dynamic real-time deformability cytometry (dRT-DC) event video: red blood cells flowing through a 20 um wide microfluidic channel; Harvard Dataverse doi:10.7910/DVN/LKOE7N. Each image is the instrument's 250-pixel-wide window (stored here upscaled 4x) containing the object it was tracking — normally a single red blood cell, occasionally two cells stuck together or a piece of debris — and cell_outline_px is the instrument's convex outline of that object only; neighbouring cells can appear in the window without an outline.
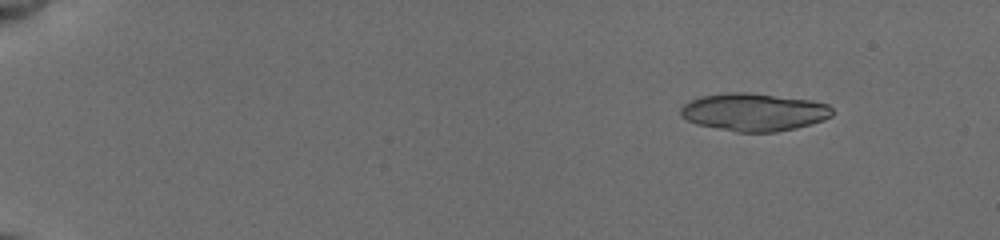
{"species": "common noctule bat (a hibernating species)", "species_latin": "Nyctalus noctula", "temperature_condition": "cold", "stored_images_in_passage": 18, "camera_frame_rate_fps": 3000, "um_per_image_px": 0.085, "animal": {"sex": "female", "body_mass_g": 19.5, "forearm_length_mm": 54.1}, "frame": {"image": 1, "passage_image": 1, "time_ms": 0.0, "image_size_px": [1000, 240], "cell_outline_px": [[836, 112], [832, 116], [824, 120], [796, 128], [776, 132], [736, 132], [696, 124], [680, 116], [680, 108], [684, 104], [700, 96], [728, 92], [752, 92], [812, 100], [828, 104]], "centroid_in_image_um": [64.11, 9.52], "position_along_channel_um": 20.9, "area_um2": 33.76}}